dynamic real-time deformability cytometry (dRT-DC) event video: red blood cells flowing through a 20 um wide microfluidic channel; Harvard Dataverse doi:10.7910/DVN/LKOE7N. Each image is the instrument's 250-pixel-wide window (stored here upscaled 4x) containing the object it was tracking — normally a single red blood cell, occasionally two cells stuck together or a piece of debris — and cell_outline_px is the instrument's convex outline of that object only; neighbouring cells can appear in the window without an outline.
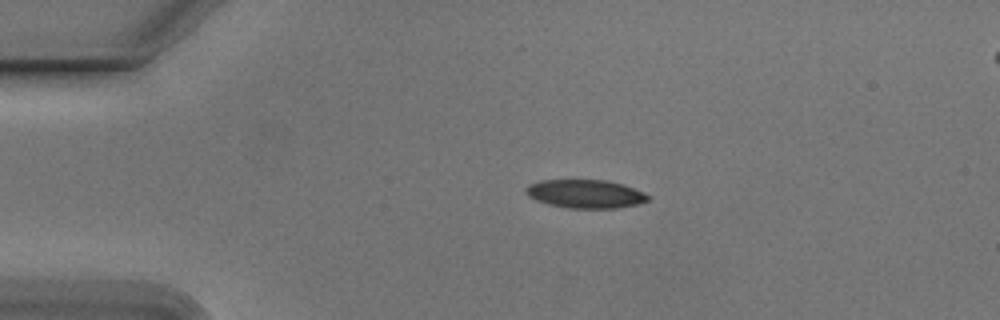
{"species": "Egyptian fruit bat (a non-hibernating species)", "species_latin": "Rousettus aegyptiacus", "temperature_condition": "cold", "stored_images_in_passage": 43, "camera_frame_rate_fps": 3000, "um_per_image_px": 0.085, "animal": {"sex": "male"}, "frame": {"image": 1, "passage_image": 1, "time_ms": 0.0, "image_size_px": [1000, 320], "cell_outline_px": [[652, 196], [648, 200], [636, 204], [616, 208], [568, 208], [548, 204], [536, 200], [528, 196], [524, 192], [524, 188], [528, 184], [540, 180], [608, 180], [624, 184], [644, 192]], "centroid_in_image_um": [49.74, 16.47], "position_along_channel_um": 35.3, "area_um2": 20.46}}
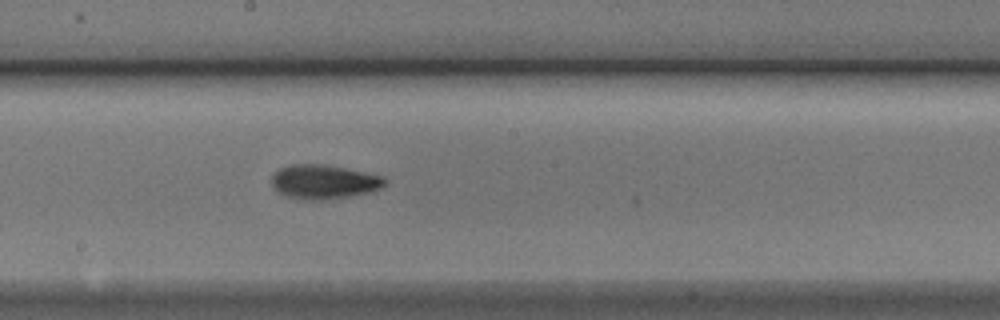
{"frame": {"image": 2, "passage_image": 19, "time_ms": 6.0, "image_size_px": [1000, 320], "cell_outline_px": [[388, 184], [372, 192], [324, 200], [304, 200], [288, 196], [280, 192], [272, 184], [272, 176], [280, 168], [292, 164], [324, 164], [384, 176], [388, 180]], "centroid_in_image_um": [27.59, 15.45], "position_along_channel_um": 220.6, "area_um2": 22.48}}
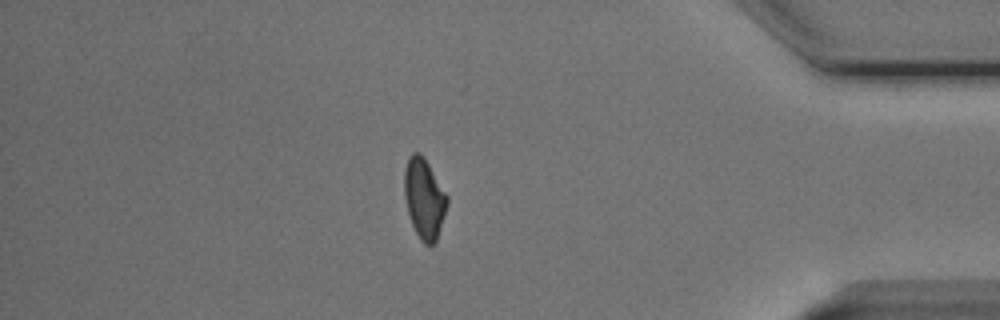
{"frame": {"image": 3, "passage_image": 36, "time_ms": 11.667, "image_size_px": [1000, 320], "cell_outline_px": [[448, 204], [436, 240], [432, 244], [424, 244], [420, 240], [412, 224], [408, 212], [404, 196], [404, 168], [408, 156], [412, 152], [420, 152], [424, 156], [448, 196]], "centroid_in_image_um": [36.04, 16.82], "position_along_channel_um": 399.2, "area_um2": 20.06}, "authors_computed_cell_mechanics": {"area_um2": 20.9814, "velocity_mm_per_s": 3.7868, "shape_relaxation_time_tau1_ms": 3.4124, "shape_relaxation_time_tau2_ms": 3.2392, "deformation_change_tau1": 0.133, "deformation_change_tau2": 0.0808}}